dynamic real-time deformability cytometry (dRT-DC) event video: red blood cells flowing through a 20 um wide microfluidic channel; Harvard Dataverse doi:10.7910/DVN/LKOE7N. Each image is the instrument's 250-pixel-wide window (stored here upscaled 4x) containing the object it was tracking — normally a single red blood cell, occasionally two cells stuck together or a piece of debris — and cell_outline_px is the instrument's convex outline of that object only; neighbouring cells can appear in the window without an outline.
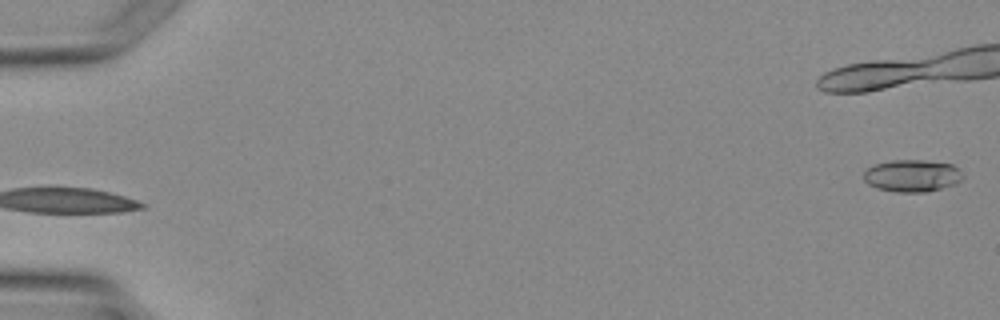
{"species": "Egyptian fruit bat (a non-hibernating species)", "species_latin": "Rousettus aegyptiacus", "temperature_condition": "warm", "stored_images_in_passage": 2, "segment_of_instrument_passage": [2, 2], "camera_frame_rate_fps": 3000, "um_per_image_px": 0.085, "animal": {"sex": "female"}, "frame": {"image": 1, "passage_image": 2, "time_ms": 1.0, "image_size_px": [1000, 320], "cell_outline_px": [[964, 176], [956, 184], [924, 192], [896, 192], [876, 188], [868, 184], [864, 180], [864, 172], [868, 168], [876, 164], [892, 160], [924, 160], [952, 164], [960, 168]], "centroid_in_image_um": [77.55, 14.93], "position_along_channel_um": 7.4, "area_um2": 18.61}}